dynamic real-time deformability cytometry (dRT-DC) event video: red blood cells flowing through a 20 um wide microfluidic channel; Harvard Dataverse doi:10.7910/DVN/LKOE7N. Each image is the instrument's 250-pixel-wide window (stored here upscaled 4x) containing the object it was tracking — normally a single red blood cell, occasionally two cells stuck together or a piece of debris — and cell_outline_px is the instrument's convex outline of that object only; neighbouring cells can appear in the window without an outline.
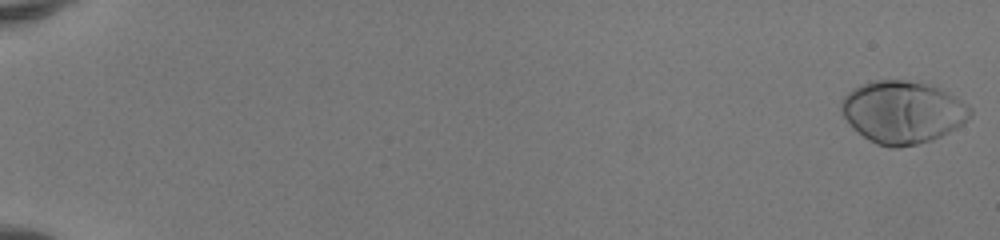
{"species": "human", "species_latin": "Homo sapiens", "temperature_condition": "room temperature", "stored_images_in_passage": 12, "camera_frame_rate_fps": 3000, "um_per_image_px": 0.085, "donor": {"sex": "female"}, "frame": {"image": 1, "passage_image": 1, "time_ms": 0.0, "image_size_px": [1000, 240], "cell_outline_px": [[972, 112], [956, 128], [932, 140], [916, 144], [896, 148], [888, 148], [876, 144], [868, 140], [852, 128], [844, 116], [840, 108], [840, 104], [844, 96], [848, 92], [860, 84], [872, 80], [904, 80], [924, 84], [940, 88], [948, 92], [968, 104], [972, 108]], "centroid_in_image_um": [76.69, 9.53], "position_along_channel_um": 8.3, "area_um2": 46.76}}